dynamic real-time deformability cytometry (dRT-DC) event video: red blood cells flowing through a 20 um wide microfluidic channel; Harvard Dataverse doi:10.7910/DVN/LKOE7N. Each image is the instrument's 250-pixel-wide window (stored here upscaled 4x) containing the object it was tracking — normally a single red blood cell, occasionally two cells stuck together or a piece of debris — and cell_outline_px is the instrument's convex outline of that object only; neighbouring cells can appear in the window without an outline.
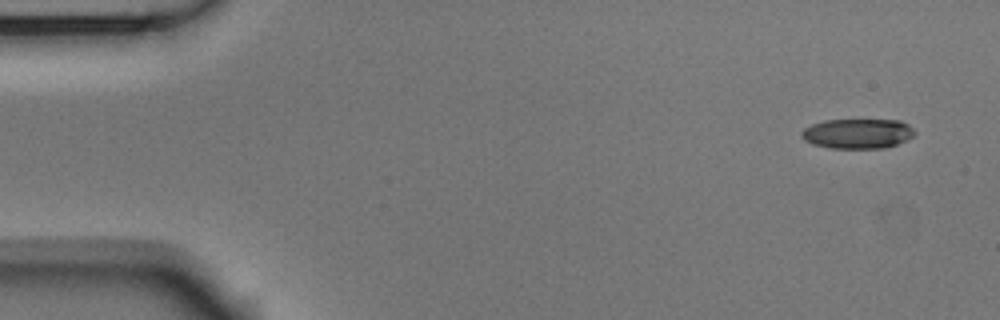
{"species": "Egyptian fruit bat (a non-hibernating species)", "species_latin": "Rousettus aegyptiacus", "temperature_condition": "room temperature", "stored_images_in_passage": 51, "camera_frame_rate_fps": 3000, "um_per_image_px": 0.085, "animal": {"sex": "male"}, "frame": {"image": 1, "passage_image": 1, "time_ms": 0.0, "image_size_px": [1000, 320], "cell_outline_px": [[916, 132], [908, 140], [884, 148], [832, 148], [812, 144], [804, 140], [800, 136], [800, 132], [804, 128], [812, 124], [824, 120], [900, 120], [908, 124]], "centroid_in_image_um": [72.88, 11.35], "position_along_channel_um": 12.1, "area_um2": 19.77}}
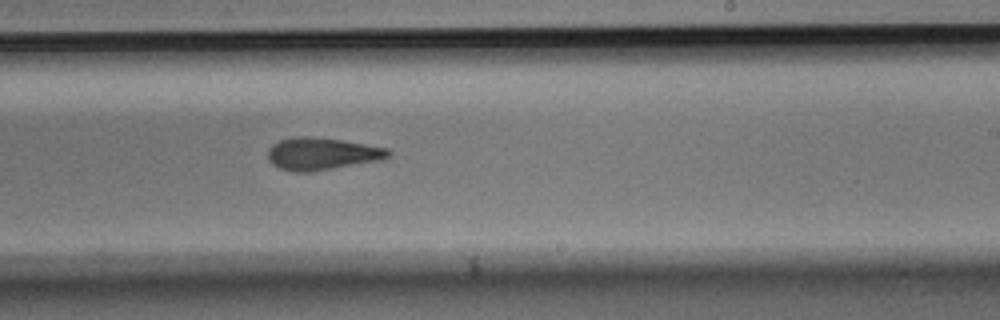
{"frame": {"image": 2, "passage_image": 30, "time_ms": 9.667, "image_size_px": [1000, 320], "cell_outline_px": [[392, 156], [384, 160], [312, 172], [292, 172], [280, 168], [272, 164], [268, 160], [268, 148], [272, 144], [280, 140], [292, 136], [308, 136], [340, 140], [388, 148], [392, 152]], "centroid_in_image_um": [27.38, 13.08], "position_along_channel_um": 261.6, "area_um2": 23.06}}
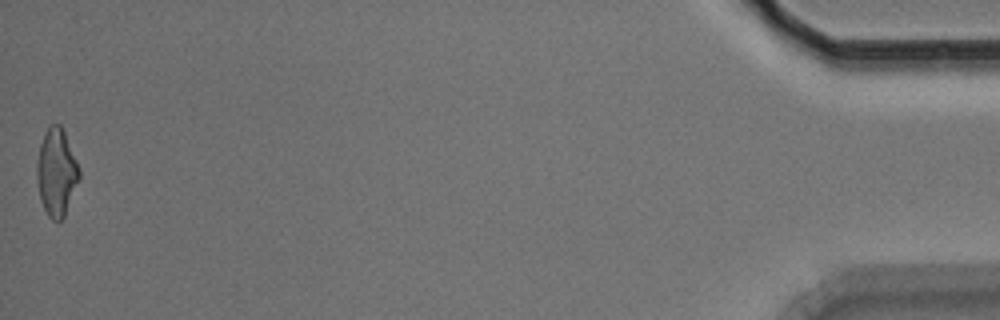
{"frame": {"image": 3, "passage_image": 51, "time_ms": 16.667, "image_size_px": [1000, 320], "cell_outline_px": [[80, 180], [64, 216], [60, 220], [52, 220], [48, 216], [40, 200], [36, 180], [36, 164], [40, 144], [44, 132], [48, 124], [60, 124], [64, 132], [76, 160], [80, 172]], "centroid_in_image_um": [4.78, 14.64], "position_along_channel_um": 430.4, "area_um2": 21.68}, "authors_computed_cell_mechanics": {"area_um2": 21.9062, "velocity_mm_per_s": 3.7856, "shape_relaxation_time_tau1_ms": 6.6452, "shape_relaxation_time_tau2_ms": 4.2533, "deformation_change_tau1": 0.2008, "deformation_change_tau2": 0.1394}}